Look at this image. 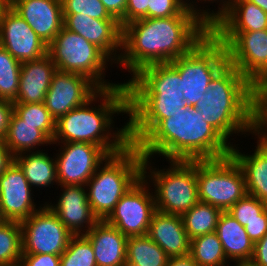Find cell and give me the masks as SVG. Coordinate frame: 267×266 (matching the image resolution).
<instances>
[{"instance_id": "52a82bcc", "label": "cell", "mask_w": 267, "mask_h": 266, "mask_svg": "<svg viewBox=\"0 0 267 266\" xmlns=\"http://www.w3.org/2000/svg\"><path fill=\"white\" fill-rule=\"evenodd\" d=\"M152 161L144 158L143 177L153 187L156 211L181 216L199 202L196 160H169L163 169Z\"/></svg>"}, {"instance_id": "1f68e13d", "label": "cell", "mask_w": 267, "mask_h": 266, "mask_svg": "<svg viewBox=\"0 0 267 266\" xmlns=\"http://www.w3.org/2000/svg\"><path fill=\"white\" fill-rule=\"evenodd\" d=\"M22 254L20 222L4 221L0 224V266L20 263Z\"/></svg>"}, {"instance_id": "f35d334b", "label": "cell", "mask_w": 267, "mask_h": 266, "mask_svg": "<svg viewBox=\"0 0 267 266\" xmlns=\"http://www.w3.org/2000/svg\"><path fill=\"white\" fill-rule=\"evenodd\" d=\"M187 8L189 10H192L199 18H201L209 27H211L230 7L231 3L233 0H185ZM196 1V2H195ZM201 1V2H200ZM217 1V3H216ZM220 2V3H219ZM198 5H197V4ZM218 4V9L216 10H211L209 7L206 5L202 7L199 6L200 4ZM208 7V9H207ZM202 8V9H200ZM205 8V10H204Z\"/></svg>"}, {"instance_id": "ac0fdd59", "label": "cell", "mask_w": 267, "mask_h": 266, "mask_svg": "<svg viewBox=\"0 0 267 266\" xmlns=\"http://www.w3.org/2000/svg\"><path fill=\"white\" fill-rule=\"evenodd\" d=\"M63 27L100 48L115 64L122 53V28L117 20L94 19L87 15L63 14Z\"/></svg>"}, {"instance_id": "3957f363", "label": "cell", "mask_w": 267, "mask_h": 266, "mask_svg": "<svg viewBox=\"0 0 267 266\" xmlns=\"http://www.w3.org/2000/svg\"><path fill=\"white\" fill-rule=\"evenodd\" d=\"M144 158L217 160L230 156L231 145L194 107H182L163 119L138 145ZM159 155V156H158Z\"/></svg>"}, {"instance_id": "9a60e30c", "label": "cell", "mask_w": 267, "mask_h": 266, "mask_svg": "<svg viewBox=\"0 0 267 266\" xmlns=\"http://www.w3.org/2000/svg\"><path fill=\"white\" fill-rule=\"evenodd\" d=\"M99 90L100 88L84 75L56 71L44 104L51 116L57 120L70 110L85 104Z\"/></svg>"}, {"instance_id": "ee69618b", "label": "cell", "mask_w": 267, "mask_h": 266, "mask_svg": "<svg viewBox=\"0 0 267 266\" xmlns=\"http://www.w3.org/2000/svg\"><path fill=\"white\" fill-rule=\"evenodd\" d=\"M105 6L108 13L114 17L119 23L121 28L125 26V10L127 0H100Z\"/></svg>"}, {"instance_id": "8fae6325", "label": "cell", "mask_w": 267, "mask_h": 266, "mask_svg": "<svg viewBox=\"0 0 267 266\" xmlns=\"http://www.w3.org/2000/svg\"><path fill=\"white\" fill-rule=\"evenodd\" d=\"M210 32L225 46L228 64L250 83L267 68V29Z\"/></svg>"}, {"instance_id": "4dcf8cb0", "label": "cell", "mask_w": 267, "mask_h": 266, "mask_svg": "<svg viewBox=\"0 0 267 266\" xmlns=\"http://www.w3.org/2000/svg\"><path fill=\"white\" fill-rule=\"evenodd\" d=\"M189 256L198 266H232L231 262L226 258L216 232L190 240Z\"/></svg>"}, {"instance_id": "bcb514c9", "label": "cell", "mask_w": 267, "mask_h": 266, "mask_svg": "<svg viewBox=\"0 0 267 266\" xmlns=\"http://www.w3.org/2000/svg\"><path fill=\"white\" fill-rule=\"evenodd\" d=\"M251 260L258 266H267V233L254 244V253Z\"/></svg>"}, {"instance_id": "b9f144b4", "label": "cell", "mask_w": 267, "mask_h": 266, "mask_svg": "<svg viewBox=\"0 0 267 266\" xmlns=\"http://www.w3.org/2000/svg\"><path fill=\"white\" fill-rule=\"evenodd\" d=\"M22 266H61L60 256L53 254H22Z\"/></svg>"}, {"instance_id": "681fc988", "label": "cell", "mask_w": 267, "mask_h": 266, "mask_svg": "<svg viewBox=\"0 0 267 266\" xmlns=\"http://www.w3.org/2000/svg\"><path fill=\"white\" fill-rule=\"evenodd\" d=\"M167 266H198V265L189 255H187L184 257L170 258Z\"/></svg>"}, {"instance_id": "60d3db41", "label": "cell", "mask_w": 267, "mask_h": 266, "mask_svg": "<svg viewBox=\"0 0 267 266\" xmlns=\"http://www.w3.org/2000/svg\"><path fill=\"white\" fill-rule=\"evenodd\" d=\"M143 18H149V0H127L125 25Z\"/></svg>"}, {"instance_id": "d4e9b609", "label": "cell", "mask_w": 267, "mask_h": 266, "mask_svg": "<svg viewBox=\"0 0 267 266\" xmlns=\"http://www.w3.org/2000/svg\"><path fill=\"white\" fill-rule=\"evenodd\" d=\"M267 29V13L247 0H233L210 31H259Z\"/></svg>"}, {"instance_id": "d6986e66", "label": "cell", "mask_w": 267, "mask_h": 266, "mask_svg": "<svg viewBox=\"0 0 267 266\" xmlns=\"http://www.w3.org/2000/svg\"><path fill=\"white\" fill-rule=\"evenodd\" d=\"M58 186L62 192L56 204L55 201H45V204L73 235H85L99 221L88 202L86 186Z\"/></svg>"}, {"instance_id": "7c38bea8", "label": "cell", "mask_w": 267, "mask_h": 266, "mask_svg": "<svg viewBox=\"0 0 267 266\" xmlns=\"http://www.w3.org/2000/svg\"><path fill=\"white\" fill-rule=\"evenodd\" d=\"M150 184L142 176L115 205L105 219L126 237L147 235L152 216L156 212L155 196Z\"/></svg>"}, {"instance_id": "cb8c5ba5", "label": "cell", "mask_w": 267, "mask_h": 266, "mask_svg": "<svg viewBox=\"0 0 267 266\" xmlns=\"http://www.w3.org/2000/svg\"><path fill=\"white\" fill-rule=\"evenodd\" d=\"M256 143L252 154L240 151L234 143L230 156L242 169L247 194L267 204V146L258 139Z\"/></svg>"}, {"instance_id": "ba28073f", "label": "cell", "mask_w": 267, "mask_h": 266, "mask_svg": "<svg viewBox=\"0 0 267 266\" xmlns=\"http://www.w3.org/2000/svg\"><path fill=\"white\" fill-rule=\"evenodd\" d=\"M47 54L57 71L84 75L100 89L114 88L124 83L107 81L105 72L115 63L95 44L64 27L48 45Z\"/></svg>"}, {"instance_id": "603a6c76", "label": "cell", "mask_w": 267, "mask_h": 266, "mask_svg": "<svg viewBox=\"0 0 267 266\" xmlns=\"http://www.w3.org/2000/svg\"><path fill=\"white\" fill-rule=\"evenodd\" d=\"M147 235L170 258L184 257L190 253V239L187 236L180 215L165 214L156 211L152 216Z\"/></svg>"}, {"instance_id": "7bdbcfd3", "label": "cell", "mask_w": 267, "mask_h": 266, "mask_svg": "<svg viewBox=\"0 0 267 266\" xmlns=\"http://www.w3.org/2000/svg\"><path fill=\"white\" fill-rule=\"evenodd\" d=\"M250 240L255 244L267 233V208L262 212V220H253L244 226Z\"/></svg>"}, {"instance_id": "f907efd6", "label": "cell", "mask_w": 267, "mask_h": 266, "mask_svg": "<svg viewBox=\"0 0 267 266\" xmlns=\"http://www.w3.org/2000/svg\"><path fill=\"white\" fill-rule=\"evenodd\" d=\"M260 7L265 13H267V0H247Z\"/></svg>"}, {"instance_id": "ab89813d", "label": "cell", "mask_w": 267, "mask_h": 266, "mask_svg": "<svg viewBox=\"0 0 267 266\" xmlns=\"http://www.w3.org/2000/svg\"><path fill=\"white\" fill-rule=\"evenodd\" d=\"M252 135L267 146V93L254 94Z\"/></svg>"}, {"instance_id": "ffe728a7", "label": "cell", "mask_w": 267, "mask_h": 266, "mask_svg": "<svg viewBox=\"0 0 267 266\" xmlns=\"http://www.w3.org/2000/svg\"><path fill=\"white\" fill-rule=\"evenodd\" d=\"M49 45L63 27L61 0H9L8 4Z\"/></svg>"}, {"instance_id": "7dc6e473", "label": "cell", "mask_w": 267, "mask_h": 266, "mask_svg": "<svg viewBox=\"0 0 267 266\" xmlns=\"http://www.w3.org/2000/svg\"><path fill=\"white\" fill-rule=\"evenodd\" d=\"M14 162V156L5 145L4 141H0V176Z\"/></svg>"}, {"instance_id": "e0dca14e", "label": "cell", "mask_w": 267, "mask_h": 266, "mask_svg": "<svg viewBox=\"0 0 267 266\" xmlns=\"http://www.w3.org/2000/svg\"><path fill=\"white\" fill-rule=\"evenodd\" d=\"M34 190L14 161L0 176V209L6 221L22 222L44 204L34 202Z\"/></svg>"}, {"instance_id": "4fadbf2b", "label": "cell", "mask_w": 267, "mask_h": 266, "mask_svg": "<svg viewBox=\"0 0 267 266\" xmlns=\"http://www.w3.org/2000/svg\"><path fill=\"white\" fill-rule=\"evenodd\" d=\"M23 254L61 255L73 234L44 203L28 219L20 223Z\"/></svg>"}, {"instance_id": "484cf974", "label": "cell", "mask_w": 267, "mask_h": 266, "mask_svg": "<svg viewBox=\"0 0 267 266\" xmlns=\"http://www.w3.org/2000/svg\"><path fill=\"white\" fill-rule=\"evenodd\" d=\"M222 244L226 258L232 263L251 260L254 243L250 240L244 226L227 212H222L215 231Z\"/></svg>"}, {"instance_id": "8d00e7d4", "label": "cell", "mask_w": 267, "mask_h": 266, "mask_svg": "<svg viewBox=\"0 0 267 266\" xmlns=\"http://www.w3.org/2000/svg\"><path fill=\"white\" fill-rule=\"evenodd\" d=\"M63 14H81L94 19L116 20L100 0H61Z\"/></svg>"}, {"instance_id": "d6a6232c", "label": "cell", "mask_w": 267, "mask_h": 266, "mask_svg": "<svg viewBox=\"0 0 267 266\" xmlns=\"http://www.w3.org/2000/svg\"><path fill=\"white\" fill-rule=\"evenodd\" d=\"M21 62L0 45V100L14 102L20 83Z\"/></svg>"}, {"instance_id": "f5cc1de1", "label": "cell", "mask_w": 267, "mask_h": 266, "mask_svg": "<svg viewBox=\"0 0 267 266\" xmlns=\"http://www.w3.org/2000/svg\"><path fill=\"white\" fill-rule=\"evenodd\" d=\"M9 4V0H0V14Z\"/></svg>"}, {"instance_id": "db71d44e", "label": "cell", "mask_w": 267, "mask_h": 266, "mask_svg": "<svg viewBox=\"0 0 267 266\" xmlns=\"http://www.w3.org/2000/svg\"><path fill=\"white\" fill-rule=\"evenodd\" d=\"M4 221H6L2 215L1 209H0V224H2Z\"/></svg>"}, {"instance_id": "5b68a950", "label": "cell", "mask_w": 267, "mask_h": 266, "mask_svg": "<svg viewBox=\"0 0 267 266\" xmlns=\"http://www.w3.org/2000/svg\"><path fill=\"white\" fill-rule=\"evenodd\" d=\"M231 146L232 135H252L254 94L251 83L230 64L210 81L203 98L194 106ZM240 134V135H239ZM233 140V142H231Z\"/></svg>"}, {"instance_id": "7a4b0ae2", "label": "cell", "mask_w": 267, "mask_h": 266, "mask_svg": "<svg viewBox=\"0 0 267 266\" xmlns=\"http://www.w3.org/2000/svg\"><path fill=\"white\" fill-rule=\"evenodd\" d=\"M119 114L128 115L125 83L100 89L85 104L58 118L52 143H91L100 146L109 155L119 153L130 145L128 121L120 128L115 127L113 119Z\"/></svg>"}, {"instance_id": "74e56055", "label": "cell", "mask_w": 267, "mask_h": 266, "mask_svg": "<svg viewBox=\"0 0 267 266\" xmlns=\"http://www.w3.org/2000/svg\"><path fill=\"white\" fill-rule=\"evenodd\" d=\"M197 16L189 10L185 0H149V18Z\"/></svg>"}, {"instance_id": "7402d4cb", "label": "cell", "mask_w": 267, "mask_h": 266, "mask_svg": "<svg viewBox=\"0 0 267 266\" xmlns=\"http://www.w3.org/2000/svg\"><path fill=\"white\" fill-rule=\"evenodd\" d=\"M57 68L50 56L21 63L17 98L13 103H42Z\"/></svg>"}, {"instance_id": "83f0119b", "label": "cell", "mask_w": 267, "mask_h": 266, "mask_svg": "<svg viewBox=\"0 0 267 266\" xmlns=\"http://www.w3.org/2000/svg\"><path fill=\"white\" fill-rule=\"evenodd\" d=\"M4 143L15 157L25 152L42 151V146H50L52 141L41 130L35 128V125L24 123L13 112Z\"/></svg>"}, {"instance_id": "f1b7e54d", "label": "cell", "mask_w": 267, "mask_h": 266, "mask_svg": "<svg viewBox=\"0 0 267 266\" xmlns=\"http://www.w3.org/2000/svg\"><path fill=\"white\" fill-rule=\"evenodd\" d=\"M126 266H167L170 257L148 235L127 239Z\"/></svg>"}, {"instance_id": "4316f807", "label": "cell", "mask_w": 267, "mask_h": 266, "mask_svg": "<svg viewBox=\"0 0 267 266\" xmlns=\"http://www.w3.org/2000/svg\"><path fill=\"white\" fill-rule=\"evenodd\" d=\"M42 149L38 152H25L14 157V161L23 170L24 175L31 185L32 189L46 187L53 188V185L58 187L57 170L55 155L50 156L48 153ZM44 187V188H43Z\"/></svg>"}, {"instance_id": "e575fe53", "label": "cell", "mask_w": 267, "mask_h": 266, "mask_svg": "<svg viewBox=\"0 0 267 266\" xmlns=\"http://www.w3.org/2000/svg\"><path fill=\"white\" fill-rule=\"evenodd\" d=\"M61 266H97L93 247L84 235H73L60 255Z\"/></svg>"}, {"instance_id": "836d02e7", "label": "cell", "mask_w": 267, "mask_h": 266, "mask_svg": "<svg viewBox=\"0 0 267 266\" xmlns=\"http://www.w3.org/2000/svg\"><path fill=\"white\" fill-rule=\"evenodd\" d=\"M14 113L30 125L41 130L51 141L55 134L56 120L51 116L48 109L42 103H13Z\"/></svg>"}, {"instance_id": "5bb4252c", "label": "cell", "mask_w": 267, "mask_h": 266, "mask_svg": "<svg viewBox=\"0 0 267 266\" xmlns=\"http://www.w3.org/2000/svg\"><path fill=\"white\" fill-rule=\"evenodd\" d=\"M60 146L55 154L58 185H82L96 172L109 154L91 143H52Z\"/></svg>"}, {"instance_id": "44dd1931", "label": "cell", "mask_w": 267, "mask_h": 266, "mask_svg": "<svg viewBox=\"0 0 267 266\" xmlns=\"http://www.w3.org/2000/svg\"><path fill=\"white\" fill-rule=\"evenodd\" d=\"M84 236L93 247L97 266H126L128 237L120 230L99 220Z\"/></svg>"}, {"instance_id": "816d5d0a", "label": "cell", "mask_w": 267, "mask_h": 266, "mask_svg": "<svg viewBox=\"0 0 267 266\" xmlns=\"http://www.w3.org/2000/svg\"><path fill=\"white\" fill-rule=\"evenodd\" d=\"M233 266H258L252 260L233 262Z\"/></svg>"}, {"instance_id": "9c48e42d", "label": "cell", "mask_w": 267, "mask_h": 266, "mask_svg": "<svg viewBox=\"0 0 267 266\" xmlns=\"http://www.w3.org/2000/svg\"><path fill=\"white\" fill-rule=\"evenodd\" d=\"M228 63L225 46L210 32L191 51L170 64L179 72L187 106L194 107L210 81Z\"/></svg>"}, {"instance_id": "d590c367", "label": "cell", "mask_w": 267, "mask_h": 266, "mask_svg": "<svg viewBox=\"0 0 267 266\" xmlns=\"http://www.w3.org/2000/svg\"><path fill=\"white\" fill-rule=\"evenodd\" d=\"M267 208V204L258 198L246 194L235 203L227 213L235 218L242 226L253 220H262V212Z\"/></svg>"}, {"instance_id": "11a10c76", "label": "cell", "mask_w": 267, "mask_h": 266, "mask_svg": "<svg viewBox=\"0 0 267 266\" xmlns=\"http://www.w3.org/2000/svg\"><path fill=\"white\" fill-rule=\"evenodd\" d=\"M7 266H22L21 263L13 264V265H7Z\"/></svg>"}, {"instance_id": "f6af8a7d", "label": "cell", "mask_w": 267, "mask_h": 266, "mask_svg": "<svg viewBox=\"0 0 267 266\" xmlns=\"http://www.w3.org/2000/svg\"><path fill=\"white\" fill-rule=\"evenodd\" d=\"M14 112V104L12 101L0 100V141H4L8 129L12 113Z\"/></svg>"}, {"instance_id": "6da1fadb", "label": "cell", "mask_w": 267, "mask_h": 266, "mask_svg": "<svg viewBox=\"0 0 267 266\" xmlns=\"http://www.w3.org/2000/svg\"><path fill=\"white\" fill-rule=\"evenodd\" d=\"M209 33L210 27L198 16L133 21L122 28V53L116 67L126 69L132 77L146 66L176 60Z\"/></svg>"}, {"instance_id": "277c9868", "label": "cell", "mask_w": 267, "mask_h": 266, "mask_svg": "<svg viewBox=\"0 0 267 266\" xmlns=\"http://www.w3.org/2000/svg\"><path fill=\"white\" fill-rule=\"evenodd\" d=\"M182 79L170 63L141 68L124 80L128 93V137L138 145L163 119L188 107Z\"/></svg>"}, {"instance_id": "2e32d148", "label": "cell", "mask_w": 267, "mask_h": 266, "mask_svg": "<svg viewBox=\"0 0 267 266\" xmlns=\"http://www.w3.org/2000/svg\"><path fill=\"white\" fill-rule=\"evenodd\" d=\"M0 45L21 63L40 59L48 48L9 5L0 14Z\"/></svg>"}, {"instance_id": "30bf717a", "label": "cell", "mask_w": 267, "mask_h": 266, "mask_svg": "<svg viewBox=\"0 0 267 266\" xmlns=\"http://www.w3.org/2000/svg\"><path fill=\"white\" fill-rule=\"evenodd\" d=\"M199 202L227 212L246 194L241 167L231 157L217 160H196Z\"/></svg>"}, {"instance_id": "c3c4849f", "label": "cell", "mask_w": 267, "mask_h": 266, "mask_svg": "<svg viewBox=\"0 0 267 266\" xmlns=\"http://www.w3.org/2000/svg\"><path fill=\"white\" fill-rule=\"evenodd\" d=\"M253 94L267 93V68L251 83Z\"/></svg>"}, {"instance_id": "f546056e", "label": "cell", "mask_w": 267, "mask_h": 266, "mask_svg": "<svg viewBox=\"0 0 267 266\" xmlns=\"http://www.w3.org/2000/svg\"><path fill=\"white\" fill-rule=\"evenodd\" d=\"M221 213L215 206L198 202L182 214L183 226L189 239L215 232Z\"/></svg>"}, {"instance_id": "8992f818", "label": "cell", "mask_w": 267, "mask_h": 266, "mask_svg": "<svg viewBox=\"0 0 267 266\" xmlns=\"http://www.w3.org/2000/svg\"><path fill=\"white\" fill-rule=\"evenodd\" d=\"M143 161L138 147L130 144L109 155L96 169L85 186L90 207L99 220H105L120 198L143 176Z\"/></svg>"}]
</instances>
